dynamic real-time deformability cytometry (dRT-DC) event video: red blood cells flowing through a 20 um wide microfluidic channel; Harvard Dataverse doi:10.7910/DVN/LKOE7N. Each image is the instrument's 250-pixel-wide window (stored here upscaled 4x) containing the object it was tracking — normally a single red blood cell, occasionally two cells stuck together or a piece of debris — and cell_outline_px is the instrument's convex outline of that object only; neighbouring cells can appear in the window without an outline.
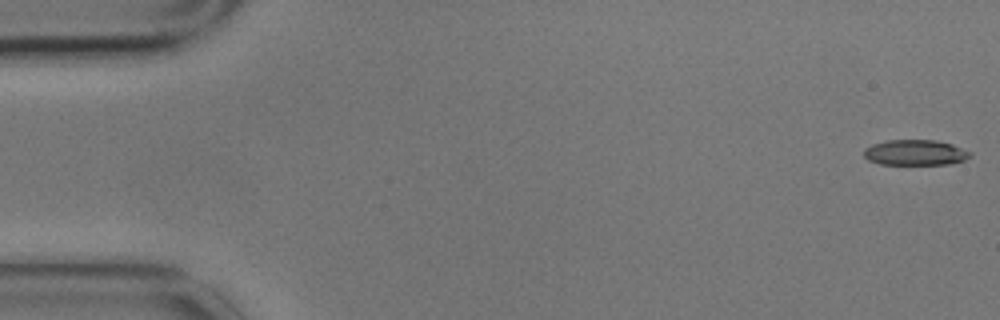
{"species": "common noctule bat (a hibernating species)", "species_latin": "Nyctalus noctula", "temperature_condition": "cold", "stored_images_in_passage": 7, "camera_frame_rate_fps": 3000, "um_per_image_px": 0.085, "animal": {"sex": "male", "body_mass_g": 17.9}, "frame": {"image": 1, "passage_image": 1, "time_ms": 0.0, "image_size_px": [1000, 320], "cell_outline_px": [[972, 156], [964, 160], [952, 164], [880, 164], [868, 160], [864, 156], [864, 148], [872, 144], [888, 140], [936, 140], [952, 144], [972, 152]], "centroid_in_image_um": [77.81, 12.97], "position_along_channel_um": 7.2, "area_um2": 15.9}}
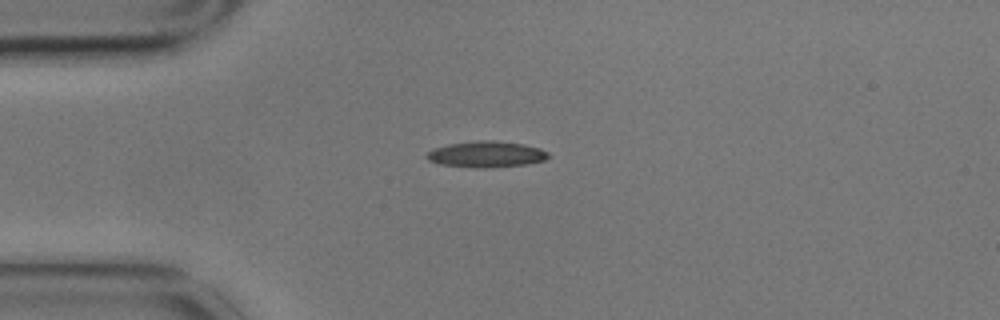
{"frame": {"image": 2, "passage_image": 5, "time_ms": 1.333, "image_size_px": [1000, 320], "cell_outline_px": [[548, 156], [544, 160], [524, 164], [484, 168], [476, 168], [440, 164], [428, 160], [424, 156], [432, 148], [448, 144], [476, 140], [492, 140], [524, 144], [540, 148], [548, 152]], "centroid_in_image_um": [41.28, 13.1], "position_along_channel_um": 43.7, "area_um2": 18.5}}